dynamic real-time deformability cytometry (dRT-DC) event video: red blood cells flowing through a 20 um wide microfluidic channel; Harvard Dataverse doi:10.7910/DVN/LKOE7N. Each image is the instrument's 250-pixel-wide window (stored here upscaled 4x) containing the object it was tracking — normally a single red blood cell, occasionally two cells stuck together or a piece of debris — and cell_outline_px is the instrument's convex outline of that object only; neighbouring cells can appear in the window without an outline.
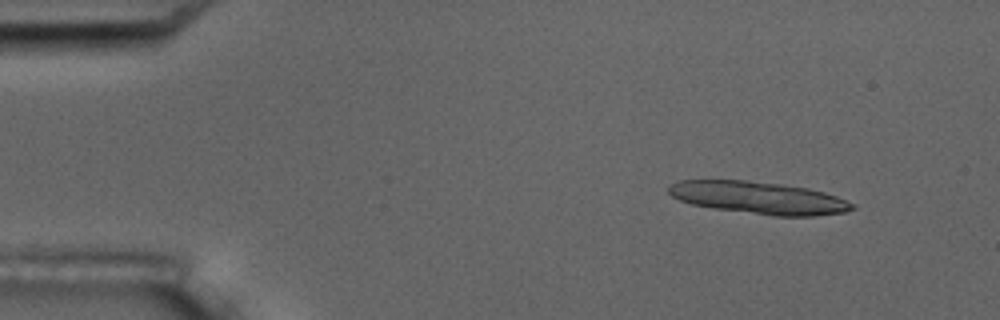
{"species": "common noctule bat (a hibernating species)", "species_latin": "Nyctalus noctula", "temperature_condition": "room temperature", "stored_images_in_passage": 5, "camera_frame_rate_fps": 3000, "um_per_image_px": 0.085, "animal": {"sex": "male", "body_mass_g": 17.5, "forearm_length_mm": 52.3}, "frame": {"image": 1, "passage_image": 2, "time_ms": 1.0, "image_size_px": [1000, 320], "cell_outline_px": [[856, 208], [844, 212], [812, 216], [772, 216], [712, 208], [692, 204], [680, 200], [672, 196], [668, 192], [668, 188], [672, 184], [680, 180], [744, 180], [780, 184], [808, 188], [824, 192], [836, 196], [856, 204]], "centroid_in_image_um": [64.51, 16.82], "position_along_channel_um": 20.5, "area_um2": 34.56}}